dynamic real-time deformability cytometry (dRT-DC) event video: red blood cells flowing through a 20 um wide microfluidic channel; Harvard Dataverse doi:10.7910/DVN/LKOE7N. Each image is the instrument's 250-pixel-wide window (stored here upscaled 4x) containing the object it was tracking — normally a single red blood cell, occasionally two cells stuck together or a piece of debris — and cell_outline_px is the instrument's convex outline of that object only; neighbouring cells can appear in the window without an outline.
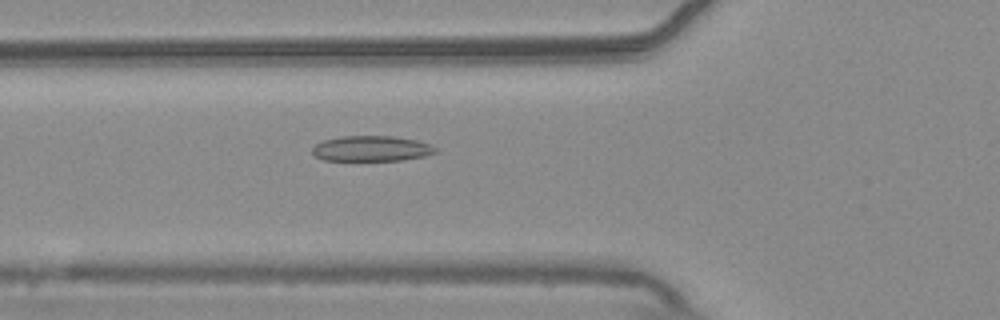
{"species": "common noctule bat (a hibernating species)", "species_latin": "Nyctalus noctula", "temperature_condition": "warm", "stored_images_in_passage": 55, "camera_frame_rate_fps": 3000, "um_per_image_px": 0.085, "animal": {"sex": "male", "body_mass_g": 20.4}, "frame": {"image": 1, "passage_image": 20, "time_ms": 6.333, "image_size_px": [1000, 320], "cell_outline_px": [[436, 152], [424, 156], [404, 160], [324, 160], [316, 156], [312, 152], [312, 148], [316, 144], [324, 140], [340, 136], [392, 136], [416, 140], [428, 144], [436, 148]], "centroid_in_image_um": [31.56, 12.62], "position_along_channel_um": 94.2, "area_um2": 18.09}}
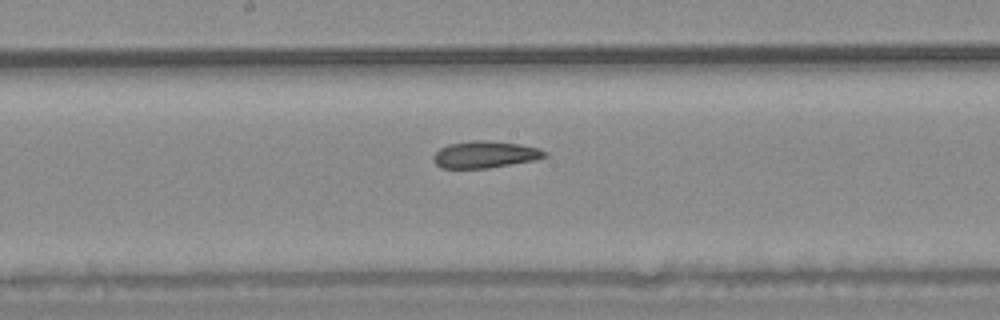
{"frame": {"image": 2, "passage_image": 29, "time_ms": 9.333, "image_size_px": [1000, 320], "cell_outline_px": [[548, 156], [532, 160], [488, 168], [440, 168], [432, 160], [432, 156], [440, 148], [448, 144], [472, 140], [484, 140], [520, 144], [540, 148], [548, 152]], "centroid_in_image_um": [41.21, 13.13], "position_along_channel_um": 207.0, "area_um2": 17.46}}
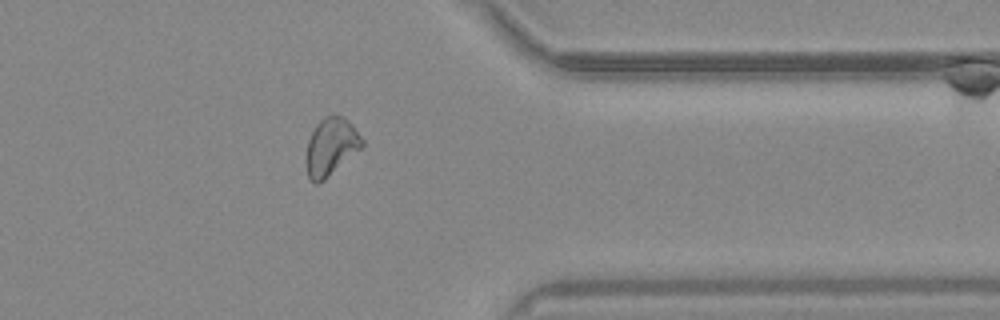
{"frame": {"image": 3, "passage_image": 44, "time_ms": 14.333, "image_size_px": [1000, 320], "cell_outline_px": [[364, 148], [324, 180], [316, 184], [308, 176], [304, 160], [308, 140], [316, 124], [324, 116], [344, 116], [352, 124], [364, 140]], "centroid_in_image_um": [28.15, 12.48], "position_along_channel_um": 383.3, "area_um2": 19.13}, "authors_computed_cell_mechanics": {"area_um2": 19.1896, "velocity_mm_per_s": 3.7481, "shape_relaxation_time_tau1_ms": null, "shape_relaxation_time_tau2_ms": 4.109, "deformation_change_tau1": null, "deformation_change_tau2": 0.1136}}